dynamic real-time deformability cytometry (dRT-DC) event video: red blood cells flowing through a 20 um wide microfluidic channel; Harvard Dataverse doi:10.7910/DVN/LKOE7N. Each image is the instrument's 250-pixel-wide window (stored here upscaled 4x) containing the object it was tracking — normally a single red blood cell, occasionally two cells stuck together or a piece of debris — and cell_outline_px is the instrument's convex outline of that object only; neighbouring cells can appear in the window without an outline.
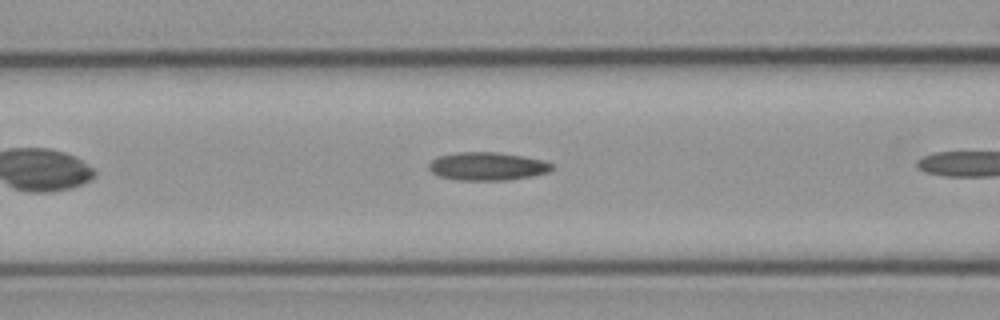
{"species": "common noctule bat (a hibernating species)", "species_latin": "Nyctalus noctula", "temperature_condition": "cold", "stored_images_in_passage": 5, "camera_frame_rate_fps": 3000, "um_per_image_px": 0.085, "animal": {"sex": "male", "body_mass_g": 23.1, "forearm_length_mm": 52.7}, "frame": {"image": 1, "passage_image": 4, "time_ms": 5.0, "image_size_px": [1000, 320], "cell_outline_px": [[552, 168], [548, 172], [532, 176], [508, 180], [456, 180], [440, 176], [432, 172], [428, 168], [428, 164], [432, 160], [440, 156], [460, 152], [496, 152], [520, 156], [540, 160], [552, 164]], "centroid_in_image_um": [41.39, 14.14], "position_along_channel_um": 125.2, "area_um2": 19.88}}